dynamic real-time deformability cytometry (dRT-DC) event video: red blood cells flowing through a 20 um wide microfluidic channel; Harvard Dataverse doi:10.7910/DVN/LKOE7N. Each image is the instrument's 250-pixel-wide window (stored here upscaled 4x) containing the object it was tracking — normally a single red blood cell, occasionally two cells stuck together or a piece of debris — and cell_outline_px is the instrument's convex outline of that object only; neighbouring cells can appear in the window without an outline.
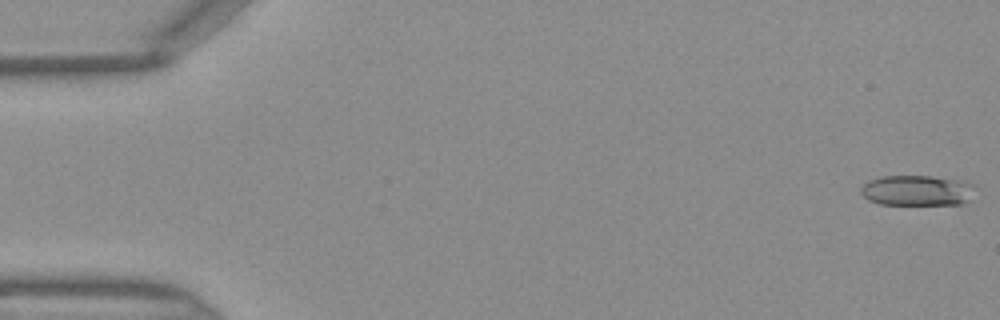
{"species": "Egyptian fruit bat (a non-hibernating species)", "species_latin": "Rousettus aegyptiacus", "temperature_condition": "warm", "stored_images_in_passage": 46, "camera_frame_rate_fps": 3000, "um_per_image_px": 0.085, "frame": {"image": 1, "passage_image": 1, "time_ms": 0.0, "image_size_px": [1000, 320], "cell_outline_px": [[972, 184], [964, 200], [960, 204], [880, 204], [868, 200], [860, 192], [860, 188], [868, 180], [880, 176], [932, 176], [960, 180]], "centroid_in_image_um": [77.79, 16.17], "position_along_channel_um": 7.2, "area_um2": 19.71}}
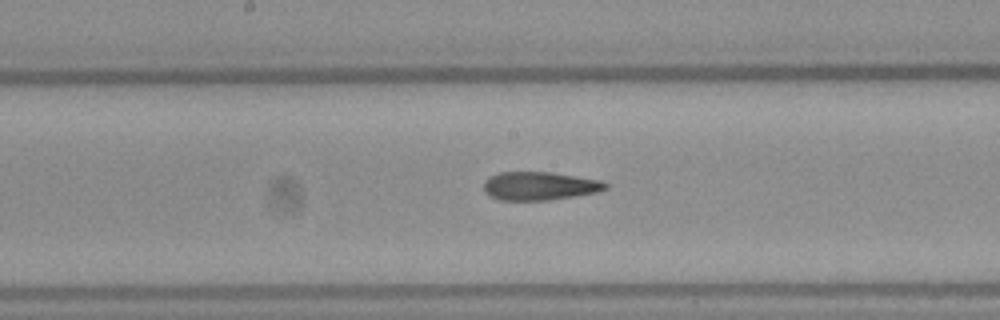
{"frame": {"image": 2, "passage_image": 24, "time_ms": 7.667, "image_size_px": [1000, 320], "cell_outline_px": [[608, 188], [600, 192], [576, 196], [548, 200], [500, 200], [484, 192], [484, 180], [488, 176], [496, 172], [552, 172], [604, 180], [608, 184]], "centroid_in_image_um": [45.9, 15.79], "position_along_channel_um": 202.3, "area_um2": 20.52}}
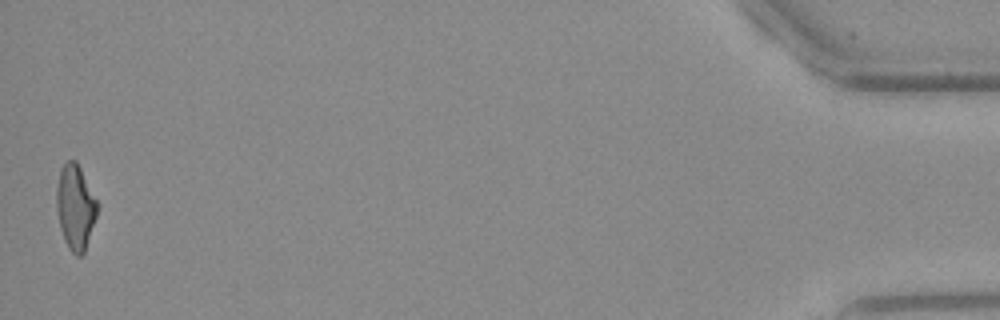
{"frame": {"image": 3, "passage_image": 46, "time_ms": 15.0, "image_size_px": [1000, 320], "cell_outline_px": [[100, 204], [84, 252], [80, 256], [76, 256], [68, 248], [64, 240], [60, 228], [56, 208], [56, 188], [60, 168], [68, 160], [76, 160]], "centroid_in_image_um": [6.4, 17.58], "position_along_channel_um": 428.8, "area_um2": 20.35}}